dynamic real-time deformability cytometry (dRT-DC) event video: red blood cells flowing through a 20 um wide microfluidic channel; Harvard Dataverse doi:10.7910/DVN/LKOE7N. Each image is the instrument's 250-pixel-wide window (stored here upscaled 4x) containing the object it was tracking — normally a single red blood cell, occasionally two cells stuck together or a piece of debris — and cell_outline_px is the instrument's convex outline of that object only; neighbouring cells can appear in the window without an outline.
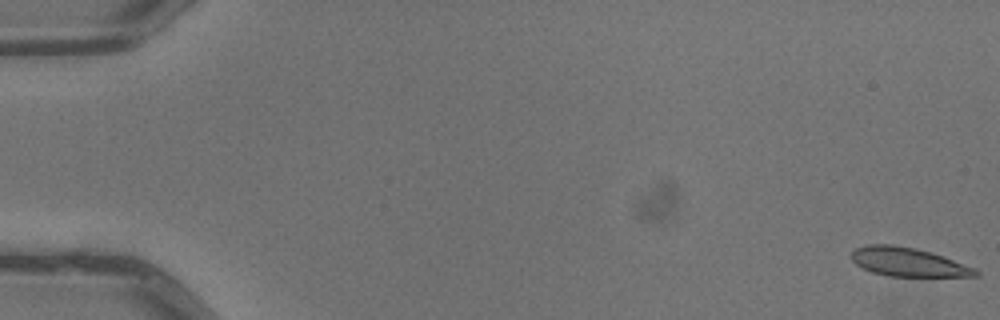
{"species": "common noctule bat (a hibernating species)", "species_latin": "Nyctalus noctula", "temperature_condition": "warm", "stored_images_in_passage": 6, "camera_frame_rate_fps": 3000, "um_per_image_px": 0.085, "animal": {"sex": "male", "body_mass_g": 13.3}, "frame": {"image": 1, "passage_image": 1, "time_ms": 0.0, "image_size_px": [1000, 320], "cell_outline_px": [[980, 276], [888, 276], [872, 272], [856, 264], [852, 260], [852, 252], [856, 248], [868, 244], [892, 244], [916, 248], [932, 252], [944, 256], [976, 268], [980, 272]], "centroid_in_image_um": [77.22, 22.26], "position_along_channel_um": 7.8, "area_um2": 20.87}}
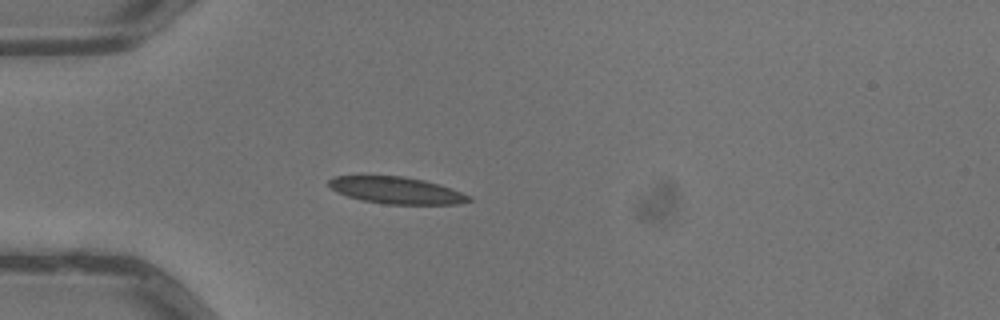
{"frame": {"image": 2, "passage_image": 5, "time_ms": 1.333, "image_size_px": [1000, 320], "cell_outline_px": [[472, 200], [456, 204], [384, 204], [364, 200], [348, 196], [336, 192], [328, 184], [328, 180], [336, 176], [404, 176], [424, 180], [440, 184], [452, 188], [472, 196]], "centroid_in_image_um": [33.74, 16.18], "position_along_channel_um": 51.3, "area_um2": 21.85}}